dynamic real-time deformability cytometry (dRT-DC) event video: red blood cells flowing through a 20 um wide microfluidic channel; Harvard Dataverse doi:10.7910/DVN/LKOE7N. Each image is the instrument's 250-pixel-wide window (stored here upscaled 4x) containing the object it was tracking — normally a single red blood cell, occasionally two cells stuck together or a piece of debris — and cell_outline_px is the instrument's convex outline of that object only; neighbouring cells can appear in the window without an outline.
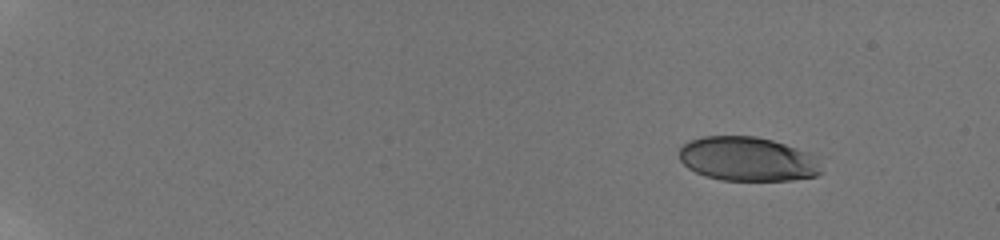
{"species": "human", "species_latin": "Homo sapiens", "temperature_condition": "room temperature", "stored_images_in_passage": 13, "camera_frame_rate_fps": 3000, "um_per_image_px": 0.085, "donor": {"sex": "male"}, "frame": {"image": 1, "passage_image": 1, "time_ms": 0.0, "image_size_px": [1000, 240], "cell_outline_px": [[824, 172], [816, 176], [792, 180], [720, 180], [704, 176], [688, 168], [680, 160], [680, 148], [688, 140], [704, 136], [756, 136], [772, 140], [808, 152], [816, 156]], "centroid_in_image_um": [63.56, 13.52], "position_along_channel_um": 21.4, "area_um2": 36.82}}
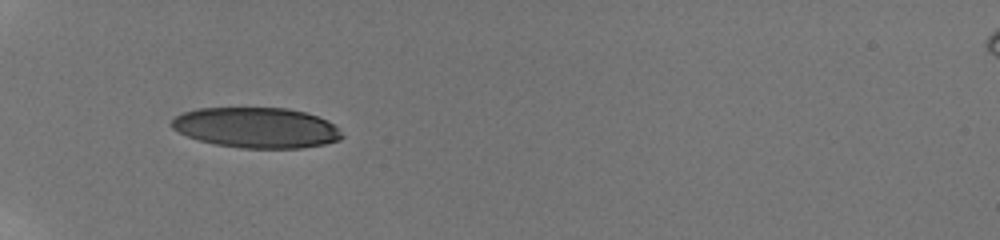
{"frame": {"image": 2, "passage_image": 10, "time_ms": 5.0, "image_size_px": [1000, 240], "cell_outline_px": [[344, 136], [340, 140], [324, 144], [300, 148], [240, 148], [216, 144], [200, 140], [188, 136], [172, 128], [168, 124], [176, 116], [184, 112], [196, 108], [288, 108], [304, 112], [328, 120]], "centroid_in_image_um": [21.78, 10.85], "position_along_channel_um": 63.2, "area_um2": 40.0}}
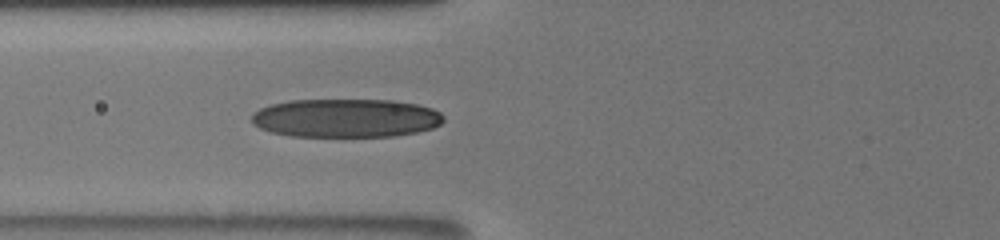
{"frame": {"image": 3, "passage_image": 13, "time_ms": 6.333, "image_size_px": [1000, 240], "cell_outline_px": [[444, 120], [440, 124], [432, 128], [416, 132], [396, 136], [292, 136], [272, 132], [260, 128], [252, 124], [252, 112], [260, 108], [272, 104], [288, 100], [392, 100], [416, 104], [432, 108], [440, 112], [444, 116]], "centroid_in_image_um": [29.39, 10.03], "position_along_channel_um": 96.4, "area_um2": 43.23}}